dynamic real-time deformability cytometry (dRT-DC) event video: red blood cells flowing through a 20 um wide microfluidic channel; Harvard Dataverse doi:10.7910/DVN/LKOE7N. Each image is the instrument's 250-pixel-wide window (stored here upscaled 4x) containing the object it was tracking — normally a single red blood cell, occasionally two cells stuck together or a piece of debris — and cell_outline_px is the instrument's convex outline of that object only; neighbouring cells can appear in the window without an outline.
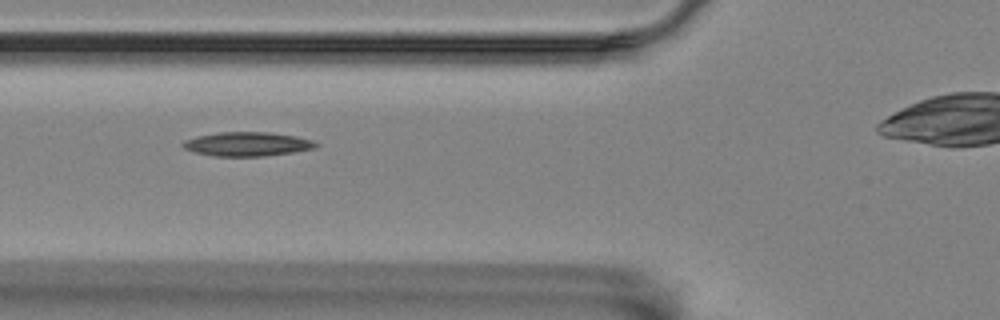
{"species": "Egyptian fruit bat (a non-hibernating species)", "species_latin": "Rousettus aegyptiacus", "temperature_condition": "room temperature", "stored_images_in_passage": 7, "camera_frame_rate_fps": 3000, "um_per_image_px": 0.085, "animal": {"sex": "female"}, "frame": {"image": 1, "passage_image": 5, "time_ms": 1.333, "image_size_px": [1000, 320], "cell_outline_px": [[320, 144], [316, 148], [292, 152], [264, 156], [212, 156], [196, 152], [184, 148], [180, 144], [184, 140], [196, 136], [220, 132], [268, 132], [296, 136], [312, 140]], "centroid_in_image_um": [21.01, 12.24], "position_along_channel_um": 104.8, "area_um2": 18.67}}
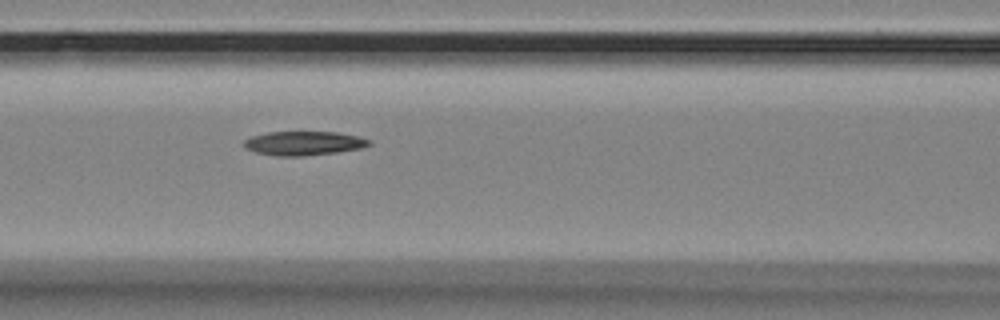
{"frame": {"image": 2, "passage_image": 6, "time_ms": 1.667, "image_size_px": [1000, 320], "cell_outline_px": [[372, 144], [360, 148], [336, 152], [300, 156], [276, 156], [256, 152], [244, 148], [244, 140], [252, 136], [268, 132], [336, 132], [360, 136], [372, 140]], "centroid_in_image_um": [25.83, 12.17], "position_along_channel_um": 140.8, "area_um2": 17.51}}